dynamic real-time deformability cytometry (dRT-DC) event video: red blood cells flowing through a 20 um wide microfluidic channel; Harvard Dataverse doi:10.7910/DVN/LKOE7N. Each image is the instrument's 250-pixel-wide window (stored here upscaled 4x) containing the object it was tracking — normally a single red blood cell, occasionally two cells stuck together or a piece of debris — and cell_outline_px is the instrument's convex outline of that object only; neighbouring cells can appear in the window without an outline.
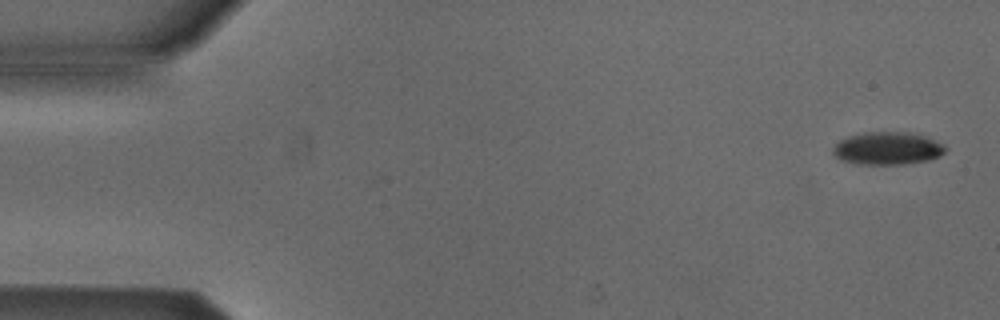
{"species": "Egyptian fruit bat (a non-hibernating species)", "species_latin": "Rousettus aegyptiacus", "temperature_condition": "cold", "stored_images_in_passage": 9, "camera_frame_rate_fps": 3000, "um_per_image_px": 0.085, "animal": {"sex": "male"}, "frame": {"image": 1, "passage_image": 1, "time_ms": 0.0, "image_size_px": [1000, 320], "cell_outline_px": [[948, 148], [940, 156], [928, 160], [904, 164], [856, 164], [840, 160], [832, 152], [832, 148], [840, 140], [848, 136], [864, 132], [908, 132], [924, 136], [944, 144]], "centroid_in_image_um": [75.43, 12.61], "position_along_channel_um": 9.6, "area_um2": 21.5}}
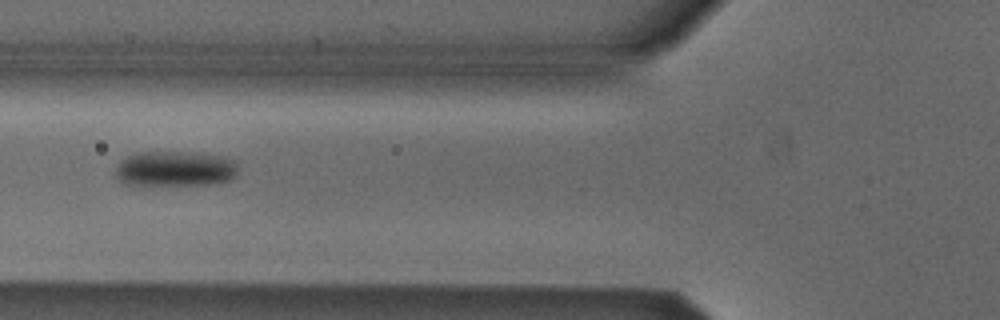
{"frame": {"image": 2, "passage_image": 6, "time_ms": 1.667, "image_size_px": [1000, 320], "cell_outline_px": [[236, 176], [232, 180], [220, 184], [144, 188], [124, 184], [116, 176], [116, 164], [120, 160], [136, 152], [196, 152], [224, 156], [236, 160]], "centroid_in_image_um": [14.87, 14.4], "position_along_channel_um": 110.9, "area_um2": 26.88}}
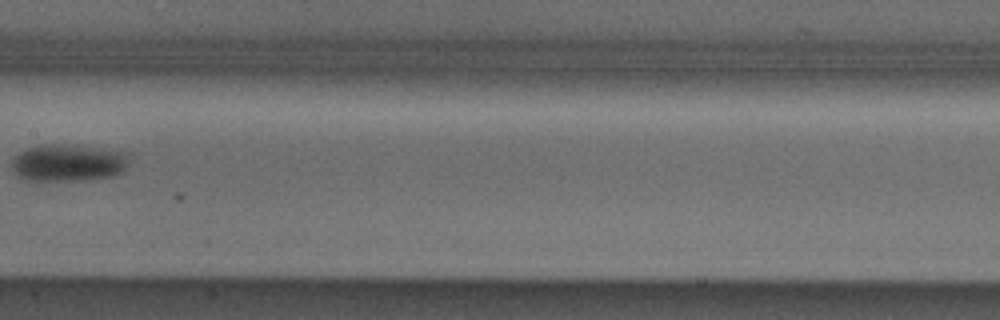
{"frame": {"image": 3, "passage_image": 8, "time_ms": 2.333, "image_size_px": [1000, 320], "cell_outline_px": [[132, 152], [124, 172], [112, 176], [80, 180], [36, 184], [24, 180], [16, 176], [12, 172], [12, 160], [20, 152], [28, 148], [40, 144], [56, 144]], "centroid_in_image_um": [5.75, 13.89], "position_along_channel_um": 201.6, "area_um2": 26.3}}